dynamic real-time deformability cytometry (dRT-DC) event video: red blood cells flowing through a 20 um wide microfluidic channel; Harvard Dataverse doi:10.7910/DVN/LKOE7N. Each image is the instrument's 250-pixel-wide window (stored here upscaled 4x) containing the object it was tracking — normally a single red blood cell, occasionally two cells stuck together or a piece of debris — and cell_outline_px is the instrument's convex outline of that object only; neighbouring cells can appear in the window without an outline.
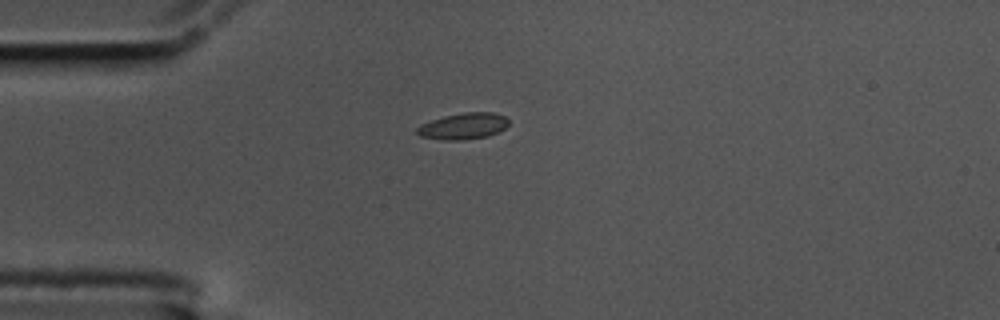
{"species": "common noctule bat (a hibernating species)", "species_latin": "Nyctalus noctula", "temperature_condition": "cold", "stored_images_in_passage": 45, "camera_frame_rate_fps": 3000, "um_per_image_px": 0.085, "animal": {"sex": "male", "body_mass_g": 17.5, "forearm_length_mm": 52.3}, "frame": {"image": 1, "passage_image": 1, "time_ms": 0.0, "image_size_px": [1000, 320], "cell_outline_px": [[508, 124], [504, 128], [488, 136], [460, 140], [444, 140], [420, 136], [416, 132], [416, 128], [420, 124], [444, 116], [464, 112], [492, 112], [504, 116], [508, 120]], "centroid_in_image_um": [39.35, 10.71], "position_along_channel_um": 45.6, "area_um2": 13.93}}
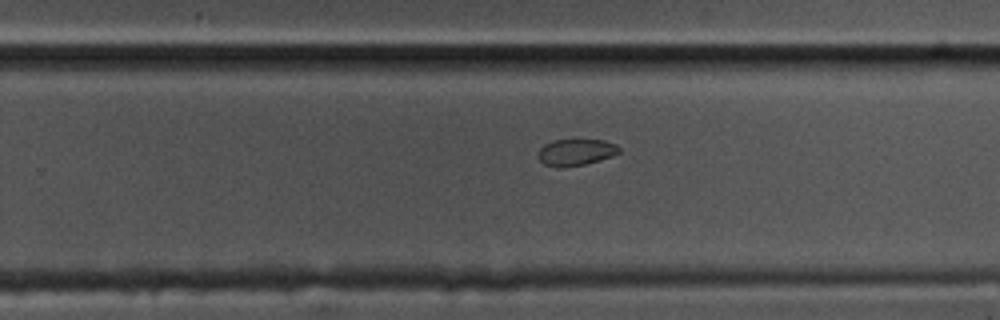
{"frame": {"image": 2, "passage_image": 23, "time_ms": 7.333, "image_size_px": [1000, 320], "cell_outline_px": [[620, 152], [612, 156], [600, 160], [584, 164], [560, 168], [544, 164], [536, 156], [540, 148], [544, 144], [552, 140], [604, 140], [616, 144], [620, 148]], "centroid_in_image_um": [48.93, 12.94], "position_along_channel_um": 280.9, "area_um2": 12.6}}
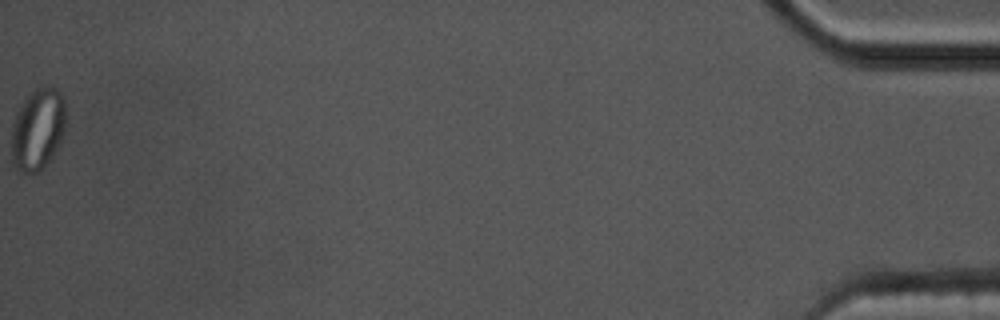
{"frame": {"image": 3, "passage_image": 45, "time_ms": 14.667, "image_size_px": [1000, 320], "cell_outline_px": [[64, 132], [60, 144], [56, 152], [44, 168], [40, 172], [20, 172], [12, 164], [12, 124], [16, 112], [28, 92], [36, 88], [48, 84], [52, 84], [60, 92], [64, 100]], "centroid_in_image_um": [3.21, 10.96], "position_along_channel_um": 432.0, "area_um2": 26.41}, "authors_computed_cell_mechanics": {"area_um2": 13.294, "velocity_mm_per_s": 3.4351, "shape_relaxation_time_tau1_ms": null, "shape_relaxation_time_tau2_ms": 2.5384, "deformation_change_tau1": null, "deformation_change_tau2": 0.0296}}